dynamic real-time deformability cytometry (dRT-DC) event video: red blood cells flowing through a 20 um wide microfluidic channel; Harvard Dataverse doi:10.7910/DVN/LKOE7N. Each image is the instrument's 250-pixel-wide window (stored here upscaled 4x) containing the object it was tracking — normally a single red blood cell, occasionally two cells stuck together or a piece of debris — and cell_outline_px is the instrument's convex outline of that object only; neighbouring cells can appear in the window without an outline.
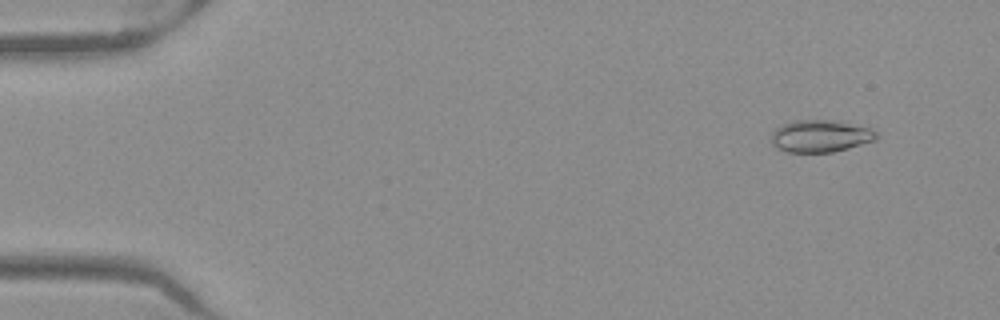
{"species": "Egyptian fruit bat (a non-hibernating species)", "species_latin": "Rousettus aegyptiacus", "temperature_condition": "warm", "stored_images_in_passage": 52, "camera_frame_rate_fps": 3000, "um_per_image_px": 0.085, "frame": {"image": 1, "passage_image": 5, "time_ms": 1.333, "image_size_px": [1000, 320], "cell_outline_px": [[876, 140], [848, 148], [832, 152], [784, 152], [772, 144], [772, 132], [780, 124], [796, 120], [840, 120], [868, 128], [876, 132]], "centroid_in_image_um": [69.71, 11.56], "position_along_channel_um": 15.3, "area_um2": 19.77}}
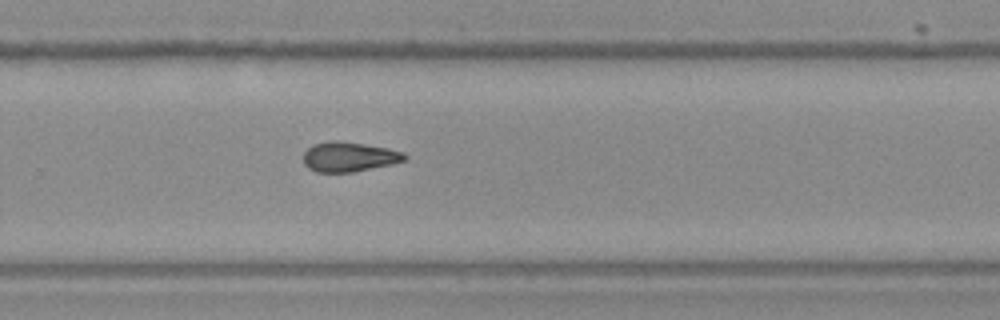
{"frame": {"image": 2, "passage_image": 35, "time_ms": 11.333, "image_size_px": [1000, 320], "cell_outline_px": [[408, 160], [392, 164], [352, 172], [316, 172], [308, 168], [304, 164], [304, 152], [312, 144], [328, 140], [336, 140], [364, 144], [388, 148], [404, 152], [408, 156]], "centroid_in_image_um": [29.68, 13.32], "position_along_channel_um": 300.1, "area_um2": 17.74}}
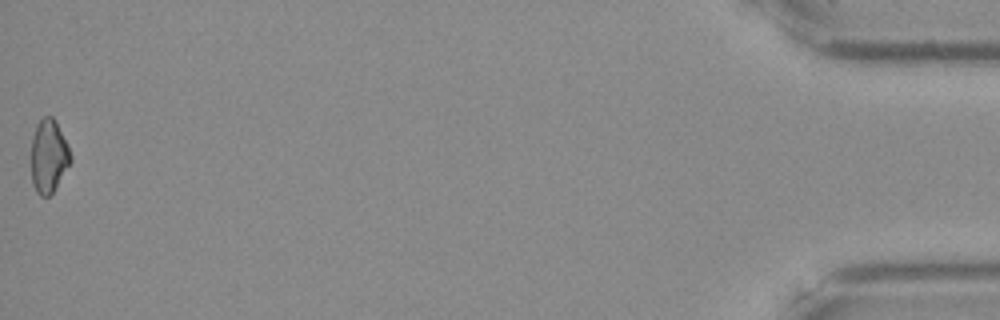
{"frame": {"image": 3, "passage_image": 52, "time_ms": 17.0, "image_size_px": [1000, 320], "cell_outline_px": [[72, 160], [52, 192], [48, 196], [40, 196], [36, 192], [32, 184], [32, 136], [36, 124], [44, 116], [52, 116], [56, 120], [72, 156]], "centroid_in_image_um": [4.13, 13.25], "position_along_channel_um": 431.1, "area_um2": 16.65}, "authors_computed_cell_mechanics": {"area_um2": 17.8891, "velocity_mm_per_s": 3.9993, "shape_relaxation_time_tau1_ms": null, "shape_relaxation_time_tau2_ms": 5.8598, "deformation_change_tau1": null, "deformation_change_tau2": 0.1322}}